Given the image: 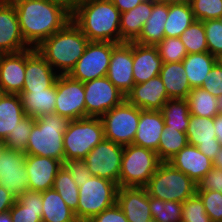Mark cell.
<instances>
[{"label": "cell", "mask_w": 222, "mask_h": 222, "mask_svg": "<svg viewBox=\"0 0 222 222\" xmlns=\"http://www.w3.org/2000/svg\"><path fill=\"white\" fill-rule=\"evenodd\" d=\"M161 162L153 150L134 144L124 146L119 187H145Z\"/></svg>", "instance_id": "cell-8"}, {"label": "cell", "mask_w": 222, "mask_h": 222, "mask_svg": "<svg viewBox=\"0 0 222 222\" xmlns=\"http://www.w3.org/2000/svg\"><path fill=\"white\" fill-rule=\"evenodd\" d=\"M63 162L54 158L26 155L28 190L43 192L53 187L56 174Z\"/></svg>", "instance_id": "cell-18"}, {"label": "cell", "mask_w": 222, "mask_h": 222, "mask_svg": "<svg viewBox=\"0 0 222 222\" xmlns=\"http://www.w3.org/2000/svg\"><path fill=\"white\" fill-rule=\"evenodd\" d=\"M26 114L19 94L3 93L0 97V141H4Z\"/></svg>", "instance_id": "cell-31"}, {"label": "cell", "mask_w": 222, "mask_h": 222, "mask_svg": "<svg viewBox=\"0 0 222 222\" xmlns=\"http://www.w3.org/2000/svg\"><path fill=\"white\" fill-rule=\"evenodd\" d=\"M58 75L36 48L25 50V79L22 91H38L49 88L56 81Z\"/></svg>", "instance_id": "cell-17"}, {"label": "cell", "mask_w": 222, "mask_h": 222, "mask_svg": "<svg viewBox=\"0 0 222 222\" xmlns=\"http://www.w3.org/2000/svg\"><path fill=\"white\" fill-rule=\"evenodd\" d=\"M209 190L222 192V169L213 166L205 176L197 182V191Z\"/></svg>", "instance_id": "cell-48"}, {"label": "cell", "mask_w": 222, "mask_h": 222, "mask_svg": "<svg viewBox=\"0 0 222 222\" xmlns=\"http://www.w3.org/2000/svg\"><path fill=\"white\" fill-rule=\"evenodd\" d=\"M164 126L160 110L140 109V119L133 144L157 152Z\"/></svg>", "instance_id": "cell-25"}, {"label": "cell", "mask_w": 222, "mask_h": 222, "mask_svg": "<svg viewBox=\"0 0 222 222\" xmlns=\"http://www.w3.org/2000/svg\"><path fill=\"white\" fill-rule=\"evenodd\" d=\"M120 11L111 0H76L71 20L89 41L120 43Z\"/></svg>", "instance_id": "cell-2"}, {"label": "cell", "mask_w": 222, "mask_h": 222, "mask_svg": "<svg viewBox=\"0 0 222 222\" xmlns=\"http://www.w3.org/2000/svg\"><path fill=\"white\" fill-rule=\"evenodd\" d=\"M68 123V119L55 112L35 118L25 154L50 157L64 162L63 134Z\"/></svg>", "instance_id": "cell-4"}, {"label": "cell", "mask_w": 222, "mask_h": 222, "mask_svg": "<svg viewBox=\"0 0 222 222\" xmlns=\"http://www.w3.org/2000/svg\"><path fill=\"white\" fill-rule=\"evenodd\" d=\"M133 42L118 43L112 55L106 77L126 94L135 85L133 77Z\"/></svg>", "instance_id": "cell-15"}, {"label": "cell", "mask_w": 222, "mask_h": 222, "mask_svg": "<svg viewBox=\"0 0 222 222\" xmlns=\"http://www.w3.org/2000/svg\"><path fill=\"white\" fill-rule=\"evenodd\" d=\"M116 203L128 222H148L153 219L145 187H119Z\"/></svg>", "instance_id": "cell-20"}, {"label": "cell", "mask_w": 222, "mask_h": 222, "mask_svg": "<svg viewBox=\"0 0 222 222\" xmlns=\"http://www.w3.org/2000/svg\"><path fill=\"white\" fill-rule=\"evenodd\" d=\"M86 117L101 118L126 97L106 76L84 82Z\"/></svg>", "instance_id": "cell-13"}, {"label": "cell", "mask_w": 222, "mask_h": 222, "mask_svg": "<svg viewBox=\"0 0 222 222\" xmlns=\"http://www.w3.org/2000/svg\"><path fill=\"white\" fill-rule=\"evenodd\" d=\"M42 222H78L59 193L51 188L42 192Z\"/></svg>", "instance_id": "cell-32"}, {"label": "cell", "mask_w": 222, "mask_h": 222, "mask_svg": "<svg viewBox=\"0 0 222 222\" xmlns=\"http://www.w3.org/2000/svg\"><path fill=\"white\" fill-rule=\"evenodd\" d=\"M116 45L113 42L89 41L85 52L68 75L83 83L105 77L110 64L112 49Z\"/></svg>", "instance_id": "cell-10"}, {"label": "cell", "mask_w": 222, "mask_h": 222, "mask_svg": "<svg viewBox=\"0 0 222 222\" xmlns=\"http://www.w3.org/2000/svg\"><path fill=\"white\" fill-rule=\"evenodd\" d=\"M165 126L180 132H187L189 125V103L187 99H169L160 110Z\"/></svg>", "instance_id": "cell-35"}, {"label": "cell", "mask_w": 222, "mask_h": 222, "mask_svg": "<svg viewBox=\"0 0 222 222\" xmlns=\"http://www.w3.org/2000/svg\"><path fill=\"white\" fill-rule=\"evenodd\" d=\"M187 144L186 133L164 126L156 153L162 162H167Z\"/></svg>", "instance_id": "cell-38"}, {"label": "cell", "mask_w": 222, "mask_h": 222, "mask_svg": "<svg viewBox=\"0 0 222 222\" xmlns=\"http://www.w3.org/2000/svg\"><path fill=\"white\" fill-rule=\"evenodd\" d=\"M139 119L140 108L125 99L101 117L105 139L121 146L133 144Z\"/></svg>", "instance_id": "cell-9"}, {"label": "cell", "mask_w": 222, "mask_h": 222, "mask_svg": "<svg viewBox=\"0 0 222 222\" xmlns=\"http://www.w3.org/2000/svg\"><path fill=\"white\" fill-rule=\"evenodd\" d=\"M187 101L192 115L214 118L219 114L217 98L201 87L192 88L188 94Z\"/></svg>", "instance_id": "cell-36"}, {"label": "cell", "mask_w": 222, "mask_h": 222, "mask_svg": "<svg viewBox=\"0 0 222 222\" xmlns=\"http://www.w3.org/2000/svg\"><path fill=\"white\" fill-rule=\"evenodd\" d=\"M16 9L21 35L30 48L60 31L71 21L72 6L61 0H10Z\"/></svg>", "instance_id": "cell-1"}, {"label": "cell", "mask_w": 222, "mask_h": 222, "mask_svg": "<svg viewBox=\"0 0 222 222\" xmlns=\"http://www.w3.org/2000/svg\"><path fill=\"white\" fill-rule=\"evenodd\" d=\"M201 88L216 98L222 95V67L217 62L205 76Z\"/></svg>", "instance_id": "cell-47"}, {"label": "cell", "mask_w": 222, "mask_h": 222, "mask_svg": "<svg viewBox=\"0 0 222 222\" xmlns=\"http://www.w3.org/2000/svg\"><path fill=\"white\" fill-rule=\"evenodd\" d=\"M89 222H128V220L121 208L116 203L112 207L105 209L96 215Z\"/></svg>", "instance_id": "cell-50"}, {"label": "cell", "mask_w": 222, "mask_h": 222, "mask_svg": "<svg viewBox=\"0 0 222 222\" xmlns=\"http://www.w3.org/2000/svg\"><path fill=\"white\" fill-rule=\"evenodd\" d=\"M19 95L26 116L35 119L55 112L56 81L44 90L22 91Z\"/></svg>", "instance_id": "cell-28"}, {"label": "cell", "mask_w": 222, "mask_h": 222, "mask_svg": "<svg viewBox=\"0 0 222 222\" xmlns=\"http://www.w3.org/2000/svg\"><path fill=\"white\" fill-rule=\"evenodd\" d=\"M30 47L25 43L19 27L14 4L10 0H0V52L18 53Z\"/></svg>", "instance_id": "cell-16"}, {"label": "cell", "mask_w": 222, "mask_h": 222, "mask_svg": "<svg viewBox=\"0 0 222 222\" xmlns=\"http://www.w3.org/2000/svg\"><path fill=\"white\" fill-rule=\"evenodd\" d=\"M26 154L6 147L0 149V186L18 198L28 190Z\"/></svg>", "instance_id": "cell-14"}, {"label": "cell", "mask_w": 222, "mask_h": 222, "mask_svg": "<svg viewBox=\"0 0 222 222\" xmlns=\"http://www.w3.org/2000/svg\"><path fill=\"white\" fill-rule=\"evenodd\" d=\"M214 128L217 140L222 146V114H218L214 117Z\"/></svg>", "instance_id": "cell-53"}, {"label": "cell", "mask_w": 222, "mask_h": 222, "mask_svg": "<svg viewBox=\"0 0 222 222\" xmlns=\"http://www.w3.org/2000/svg\"><path fill=\"white\" fill-rule=\"evenodd\" d=\"M161 3H165L167 5H175V4H191L192 0H156Z\"/></svg>", "instance_id": "cell-55"}, {"label": "cell", "mask_w": 222, "mask_h": 222, "mask_svg": "<svg viewBox=\"0 0 222 222\" xmlns=\"http://www.w3.org/2000/svg\"><path fill=\"white\" fill-rule=\"evenodd\" d=\"M124 146L103 139L84 158L92 176L115 182L119 186Z\"/></svg>", "instance_id": "cell-11"}, {"label": "cell", "mask_w": 222, "mask_h": 222, "mask_svg": "<svg viewBox=\"0 0 222 222\" xmlns=\"http://www.w3.org/2000/svg\"><path fill=\"white\" fill-rule=\"evenodd\" d=\"M149 196L183 203L197 194V183L168 162H161L145 186Z\"/></svg>", "instance_id": "cell-5"}, {"label": "cell", "mask_w": 222, "mask_h": 222, "mask_svg": "<svg viewBox=\"0 0 222 222\" xmlns=\"http://www.w3.org/2000/svg\"><path fill=\"white\" fill-rule=\"evenodd\" d=\"M152 218L156 222H182V203L149 196Z\"/></svg>", "instance_id": "cell-39"}, {"label": "cell", "mask_w": 222, "mask_h": 222, "mask_svg": "<svg viewBox=\"0 0 222 222\" xmlns=\"http://www.w3.org/2000/svg\"><path fill=\"white\" fill-rule=\"evenodd\" d=\"M213 166L222 169V147L220 148L213 160Z\"/></svg>", "instance_id": "cell-54"}, {"label": "cell", "mask_w": 222, "mask_h": 222, "mask_svg": "<svg viewBox=\"0 0 222 222\" xmlns=\"http://www.w3.org/2000/svg\"><path fill=\"white\" fill-rule=\"evenodd\" d=\"M167 162L196 183L213 167V161L196 146L190 144H187Z\"/></svg>", "instance_id": "cell-23"}, {"label": "cell", "mask_w": 222, "mask_h": 222, "mask_svg": "<svg viewBox=\"0 0 222 222\" xmlns=\"http://www.w3.org/2000/svg\"><path fill=\"white\" fill-rule=\"evenodd\" d=\"M25 79V51L0 55V88L3 93L20 94Z\"/></svg>", "instance_id": "cell-22"}, {"label": "cell", "mask_w": 222, "mask_h": 222, "mask_svg": "<svg viewBox=\"0 0 222 222\" xmlns=\"http://www.w3.org/2000/svg\"><path fill=\"white\" fill-rule=\"evenodd\" d=\"M153 0H144L135 8L120 14V43L135 42L151 15Z\"/></svg>", "instance_id": "cell-26"}, {"label": "cell", "mask_w": 222, "mask_h": 222, "mask_svg": "<svg viewBox=\"0 0 222 222\" xmlns=\"http://www.w3.org/2000/svg\"><path fill=\"white\" fill-rule=\"evenodd\" d=\"M3 147V143L2 141H0V149Z\"/></svg>", "instance_id": "cell-60"}, {"label": "cell", "mask_w": 222, "mask_h": 222, "mask_svg": "<svg viewBox=\"0 0 222 222\" xmlns=\"http://www.w3.org/2000/svg\"><path fill=\"white\" fill-rule=\"evenodd\" d=\"M179 38L188 54L208 51L203 21L195 20Z\"/></svg>", "instance_id": "cell-40"}, {"label": "cell", "mask_w": 222, "mask_h": 222, "mask_svg": "<svg viewBox=\"0 0 222 222\" xmlns=\"http://www.w3.org/2000/svg\"><path fill=\"white\" fill-rule=\"evenodd\" d=\"M182 222H211L197 194L182 203Z\"/></svg>", "instance_id": "cell-45"}, {"label": "cell", "mask_w": 222, "mask_h": 222, "mask_svg": "<svg viewBox=\"0 0 222 222\" xmlns=\"http://www.w3.org/2000/svg\"><path fill=\"white\" fill-rule=\"evenodd\" d=\"M190 4L168 5V17L165 23V38L180 37L195 21Z\"/></svg>", "instance_id": "cell-34"}, {"label": "cell", "mask_w": 222, "mask_h": 222, "mask_svg": "<svg viewBox=\"0 0 222 222\" xmlns=\"http://www.w3.org/2000/svg\"><path fill=\"white\" fill-rule=\"evenodd\" d=\"M156 48L163 63L182 62L188 55L179 37L164 38Z\"/></svg>", "instance_id": "cell-42"}, {"label": "cell", "mask_w": 222, "mask_h": 222, "mask_svg": "<svg viewBox=\"0 0 222 222\" xmlns=\"http://www.w3.org/2000/svg\"><path fill=\"white\" fill-rule=\"evenodd\" d=\"M84 83L68 74L56 79L55 113L69 121L86 117Z\"/></svg>", "instance_id": "cell-12"}, {"label": "cell", "mask_w": 222, "mask_h": 222, "mask_svg": "<svg viewBox=\"0 0 222 222\" xmlns=\"http://www.w3.org/2000/svg\"><path fill=\"white\" fill-rule=\"evenodd\" d=\"M186 135L188 144L196 146L212 161L222 147L216 137L214 118L190 114Z\"/></svg>", "instance_id": "cell-19"}, {"label": "cell", "mask_w": 222, "mask_h": 222, "mask_svg": "<svg viewBox=\"0 0 222 222\" xmlns=\"http://www.w3.org/2000/svg\"><path fill=\"white\" fill-rule=\"evenodd\" d=\"M120 13L128 12L144 0H111Z\"/></svg>", "instance_id": "cell-52"}, {"label": "cell", "mask_w": 222, "mask_h": 222, "mask_svg": "<svg viewBox=\"0 0 222 222\" xmlns=\"http://www.w3.org/2000/svg\"><path fill=\"white\" fill-rule=\"evenodd\" d=\"M162 59L156 46L133 42V77L135 84H141L159 75Z\"/></svg>", "instance_id": "cell-24"}, {"label": "cell", "mask_w": 222, "mask_h": 222, "mask_svg": "<svg viewBox=\"0 0 222 222\" xmlns=\"http://www.w3.org/2000/svg\"><path fill=\"white\" fill-rule=\"evenodd\" d=\"M53 189H55L67 206L74 212L77 219L79 204V186L76 184L68 170L63 166L56 174Z\"/></svg>", "instance_id": "cell-37"}, {"label": "cell", "mask_w": 222, "mask_h": 222, "mask_svg": "<svg viewBox=\"0 0 222 222\" xmlns=\"http://www.w3.org/2000/svg\"><path fill=\"white\" fill-rule=\"evenodd\" d=\"M217 107L219 114H222V95L217 98Z\"/></svg>", "instance_id": "cell-57"}, {"label": "cell", "mask_w": 222, "mask_h": 222, "mask_svg": "<svg viewBox=\"0 0 222 222\" xmlns=\"http://www.w3.org/2000/svg\"><path fill=\"white\" fill-rule=\"evenodd\" d=\"M9 211L12 222H42V192L25 191Z\"/></svg>", "instance_id": "cell-30"}, {"label": "cell", "mask_w": 222, "mask_h": 222, "mask_svg": "<svg viewBox=\"0 0 222 222\" xmlns=\"http://www.w3.org/2000/svg\"><path fill=\"white\" fill-rule=\"evenodd\" d=\"M16 199L7 189L0 186V213L10 210Z\"/></svg>", "instance_id": "cell-51"}, {"label": "cell", "mask_w": 222, "mask_h": 222, "mask_svg": "<svg viewBox=\"0 0 222 222\" xmlns=\"http://www.w3.org/2000/svg\"><path fill=\"white\" fill-rule=\"evenodd\" d=\"M168 17V5L153 0L151 15L143 26L138 44L156 46L165 38L164 26Z\"/></svg>", "instance_id": "cell-29"}, {"label": "cell", "mask_w": 222, "mask_h": 222, "mask_svg": "<svg viewBox=\"0 0 222 222\" xmlns=\"http://www.w3.org/2000/svg\"><path fill=\"white\" fill-rule=\"evenodd\" d=\"M217 63L222 67V56L217 58Z\"/></svg>", "instance_id": "cell-59"}, {"label": "cell", "mask_w": 222, "mask_h": 222, "mask_svg": "<svg viewBox=\"0 0 222 222\" xmlns=\"http://www.w3.org/2000/svg\"><path fill=\"white\" fill-rule=\"evenodd\" d=\"M61 1H65L66 3H68L72 6L76 0H61Z\"/></svg>", "instance_id": "cell-58"}, {"label": "cell", "mask_w": 222, "mask_h": 222, "mask_svg": "<svg viewBox=\"0 0 222 222\" xmlns=\"http://www.w3.org/2000/svg\"><path fill=\"white\" fill-rule=\"evenodd\" d=\"M104 138L101 118L84 117L69 121L63 134L65 161L84 159Z\"/></svg>", "instance_id": "cell-6"}, {"label": "cell", "mask_w": 222, "mask_h": 222, "mask_svg": "<svg viewBox=\"0 0 222 222\" xmlns=\"http://www.w3.org/2000/svg\"><path fill=\"white\" fill-rule=\"evenodd\" d=\"M2 94H3V91H2L1 88H0V97L2 96Z\"/></svg>", "instance_id": "cell-61"}, {"label": "cell", "mask_w": 222, "mask_h": 222, "mask_svg": "<svg viewBox=\"0 0 222 222\" xmlns=\"http://www.w3.org/2000/svg\"><path fill=\"white\" fill-rule=\"evenodd\" d=\"M0 222H12L10 211L0 213Z\"/></svg>", "instance_id": "cell-56"}, {"label": "cell", "mask_w": 222, "mask_h": 222, "mask_svg": "<svg viewBox=\"0 0 222 222\" xmlns=\"http://www.w3.org/2000/svg\"><path fill=\"white\" fill-rule=\"evenodd\" d=\"M88 44V38L71 20L60 31L44 40L36 49L51 67L54 70L57 69L56 72L62 75L70 73Z\"/></svg>", "instance_id": "cell-3"}, {"label": "cell", "mask_w": 222, "mask_h": 222, "mask_svg": "<svg viewBox=\"0 0 222 222\" xmlns=\"http://www.w3.org/2000/svg\"><path fill=\"white\" fill-rule=\"evenodd\" d=\"M190 5L196 20L222 19V0H192Z\"/></svg>", "instance_id": "cell-43"}, {"label": "cell", "mask_w": 222, "mask_h": 222, "mask_svg": "<svg viewBox=\"0 0 222 222\" xmlns=\"http://www.w3.org/2000/svg\"><path fill=\"white\" fill-rule=\"evenodd\" d=\"M211 222H222V193L214 190L197 191Z\"/></svg>", "instance_id": "cell-46"}, {"label": "cell", "mask_w": 222, "mask_h": 222, "mask_svg": "<svg viewBox=\"0 0 222 222\" xmlns=\"http://www.w3.org/2000/svg\"><path fill=\"white\" fill-rule=\"evenodd\" d=\"M217 62V58L208 51L188 54L182 61L191 88H200L205 76Z\"/></svg>", "instance_id": "cell-33"}, {"label": "cell", "mask_w": 222, "mask_h": 222, "mask_svg": "<svg viewBox=\"0 0 222 222\" xmlns=\"http://www.w3.org/2000/svg\"><path fill=\"white\" fill-rule=\"evenodd\" d=\"M63 166L68 170L78 186H80V182L88 180L92 176L84 159L64 161Z\"/></svg>", "instance_id": "cell-49"}, {"label": "cell", "mask_w": 222, "mask_h": 222, "mask_svg": "<svg viewBox=\"0 0 222 222\" xmlns=\"http://www.w3.org/2000/svg\"><path fill=\"white\" fill-rule=\"evenodd\" d=\"M34 122L35 119L32 116L24 117L2 142L3 146L14 151L25 153Z\"/></svg>", "instance_id": "cell-41"}, {"label": "cell", "mask_w": 222, "mask_h": 222, "mask_svg": "<svg viewBox=\"0 0 222 222\" xmlns=\"http://www.w3.org/2000/svg\"><path fill=\"white\" fill-rule=\"evenodd\" d=\"M159 76L169 99H187L192 88L182 62L163 63Z\"/></svg>", "instance_id": "cell-27"}, {"label": "cell", "mask_w": 222, "mask_h": 222, "mask_svg": "<svg viewBox=\"0 0 222 222\" xmlns=\"http://www.w3.org/2000/svg\"><path fill=\"white\" fill-rule=\"evenodd\" d=\"M125 97L129 103L142 110H161L169 100L159 75L144 83L135 84Z\"/></svg>", "instance_id": "cell-21"}, {"label": "cell", "mask_w": 222, "mask_h": 222, "mask_svg": "<svg viewBox=\"0 0 222 222\" xmlns=\"http://www.w3.org/2000/svg\"><path fill=\"white\" fill-rule=\"evenodd\" d=\"M118 184L110 180L91 176L80 182L78 222H89L96 215L116 204Z\"/></svg>", "instance_id": "cell-7"}, {"label": "cell", "mask_w": 222, "mask_h": 222, "mask_svg": "<svg viewBox=\"0 0 222 222\" xmlns=\"http://www.w3.org/2000/svg\"><path fill=\"white\" fill-rule=\"evenodd\" d=\"M208 52L214 57L222 56V19L203 21Z\"/></svg>", "instance_id": "cell-44"}]
</instances>
